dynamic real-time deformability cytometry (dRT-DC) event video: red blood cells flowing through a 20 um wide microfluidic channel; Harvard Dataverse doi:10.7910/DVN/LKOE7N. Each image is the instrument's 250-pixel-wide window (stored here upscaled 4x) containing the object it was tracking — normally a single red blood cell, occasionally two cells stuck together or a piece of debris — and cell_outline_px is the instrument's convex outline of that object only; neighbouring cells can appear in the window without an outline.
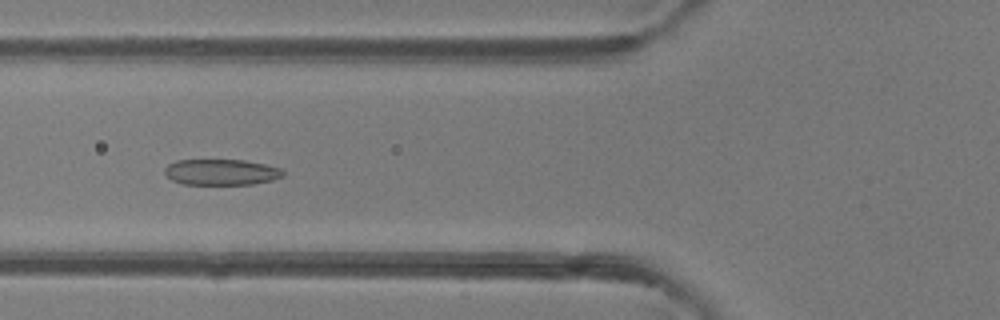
{"species": "common noctule bat (a hibernating species)", "species_latin": "Nyctalus noctula", "temperature_condition": "room temperature", "stored_images_in_passage": 39, "camera_frame_rate_fps": 3000, "um_per_image_px": 0.085, "animal": {"sex": "female"}, "frame": {"image": 1, "passage_image": 8, "time_ms": 2.333, "image_size_px": [1000, 320], "cell_outline_px": [[284, 176], [272, 180], [252, 184], [184, 184], [172, 180], [164, 176], [164, 168], [168, 164], [176, 160], [244, 160], [264, 164], [280, 168], [284, 172]], "centroid_in_image_um": [18.77, 14.63], "position_along_channel_um": 107.0, "area_um2": 17.92}}
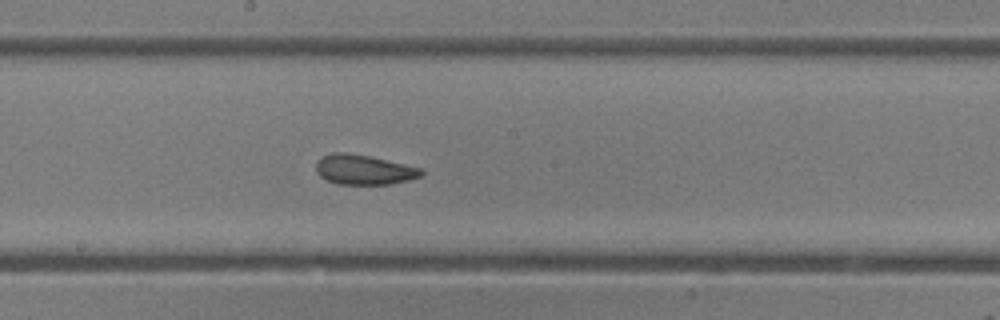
{"frame": {"image": 2, "passage_image": 16, "time_ms": 5.0, "image_size_px": [1000, 320], "cell_outline_px": [[424, 176], [408, 180], [388, 184], [336, 184], [320, 176], [316, 172], [316, 164], [324, 156], [332, 152], [348, 152], [368, 156], [424, 168]], "centroid_in_image_um": [30.97, 14.42], "position_along_channel_um": 217.2, "area_um2": 18.32}}
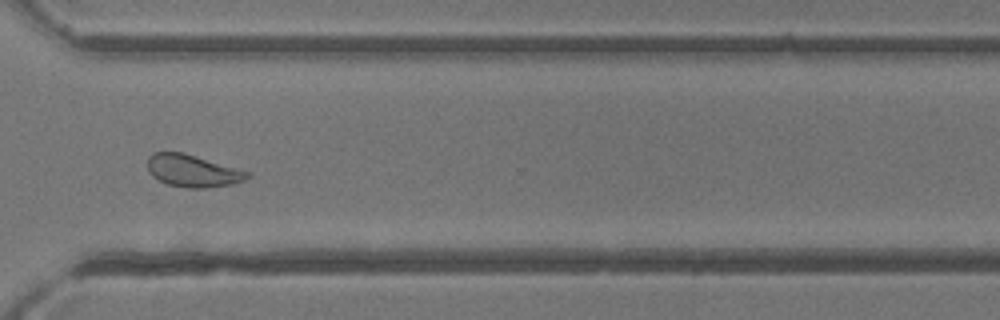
{"frame": {"image": 3, "passage_image": 26, "time_ms": 8.333, "image_size_px": [1000, 320], "cell_outline_px": [[252, 176], [236, 184], [208, 188], [184, 188], [168, 184], [152, 176], [148, 172], [148, 156], [152, 152], [184, 152], [248, 172]], "centroid_in_image_um": [16.37, 14.53], "position_along_channel_um": 354.2, "area_um2": 18.84}, "authors_computed_cell_mechanics": {"area_um2": 18.9006, "velocity_mm_per_s": 4.1129, "shape_relaxation_time_tau1_ms": 3.5431, "shape_relaxation_time_tau2_ms": 1.2329, "deformation_change_tau1": 0.1183, "deformation_change_tau2": 0.0678}}